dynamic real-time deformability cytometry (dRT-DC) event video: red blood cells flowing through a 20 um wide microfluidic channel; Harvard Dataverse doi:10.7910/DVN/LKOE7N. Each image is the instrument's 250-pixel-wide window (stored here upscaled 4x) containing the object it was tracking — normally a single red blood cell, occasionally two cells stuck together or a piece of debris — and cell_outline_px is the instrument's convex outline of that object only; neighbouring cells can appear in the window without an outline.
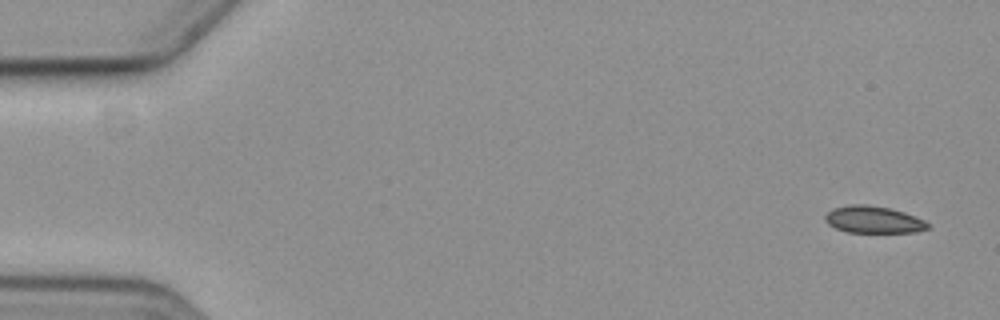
{"species": "common noctule bat (a hibernating species)", "species_latin": "Nyctalus noctula", "temperature_condition": "cold", "stored_images_in_passage": 10, "camera_frame_rate_fps": 3000, "um_per_image_px": 0.085, "animal": {"sex": "female", "body_mass_g": 19.3, "forearm_length_mm": 54.1}, "frame": {"image": 1, "passage_image": 1, "time_ms": 0.0, "image_size_px": [1000, 320], "cell_outline_px": [[928, 228], [916, 232], [844, 232], [828, 224], [824, 220], [824, 216], [832, 208], [852, 204], [864, 204], [888, 208], [904, 212], [924, 220], [928, 224]], "centroid_in_image_um": [74.19, 18.67], "position_along_channel_um": 10.8, "area_um2": 16.07}}
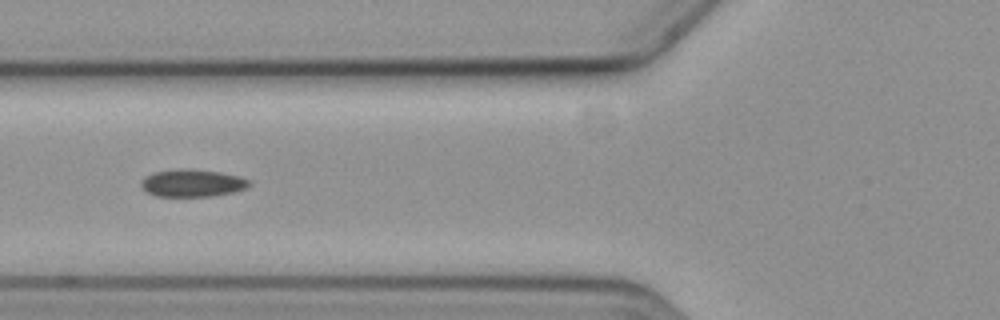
{"frame": {"image": 2, "passage_image": 6, "time_ms": 6.667, "image_size_px": [1000, 320], "cell_outline_px": [[252, 184], [244, 188], [232, 192], [212, 196], [156, 196], [148, 192], [140, 184], [140, 180], [144, 176], [152, 172], [176, 168], [192, 168], [220, 172], [252, 180]], "centroid_in_image_um": [16.31, 15.53], "position_along_channel_um": 109.5, "area_um2": 17.46}}
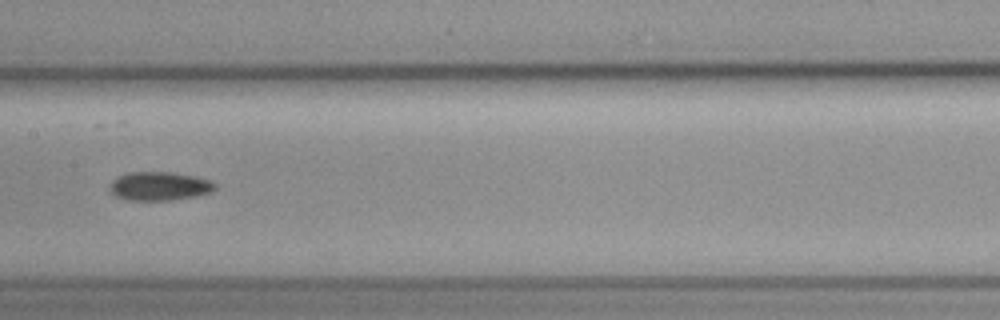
{"frame": {"image": 3, "passage_image": 8, "time_ms": 9.0, "image_size_px": [1000, 320], "cell_outline_px": [[216, 188], [208, 192], [196, 196], [172, 200], [124, 200], [116, 196], [108, 188], [112, 180], [116, 176], [128, 172], [172, 172], [196, 176], [208, 180], [216, 184]], "centroid_in_image_um": [13.5, 15.81], "position_along_channel_um": 193.9, "area_um2": 17.69}}